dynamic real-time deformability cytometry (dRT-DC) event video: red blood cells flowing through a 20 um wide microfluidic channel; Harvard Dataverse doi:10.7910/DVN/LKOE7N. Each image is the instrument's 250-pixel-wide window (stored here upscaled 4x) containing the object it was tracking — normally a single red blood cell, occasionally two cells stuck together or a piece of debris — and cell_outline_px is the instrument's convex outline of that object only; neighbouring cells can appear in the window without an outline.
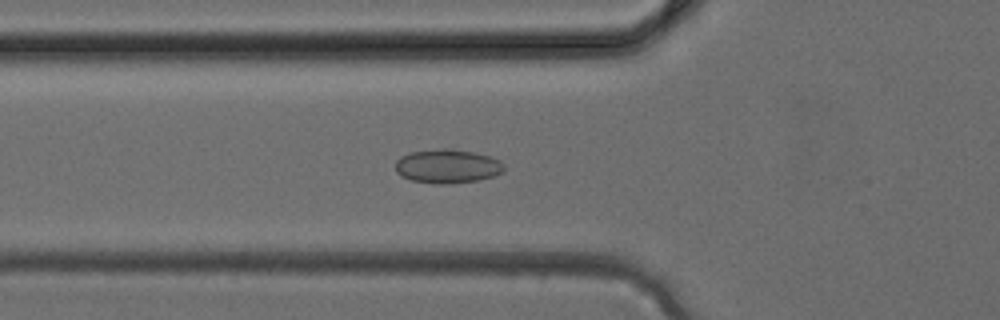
{"species": "common noctule bat (a hibernating species)", "species_latin": "Nyctalus noctula", "temperature_condition": "cold", "stored_images_in_passage": 37, "camera_frame_rate_fps": 3000, "um_per_image_px": 0.085, "animal": {"sex": "female", "body_mass_g": 24.6, "forearm_length_mm": 56.2}, "frame": {"image": 1, "passage_image": 12, "time_ms": 3.667, "image_size_px": [1000, 320], "cell_outline_px": [[504, 172], [480, 180], [448, 184], [436, 184], [412, 180], [400, 176], [396, 172], [396, 160], [400, 156], [408, 152], [444, 148], [452, 148], [476, 152], [500, 160], [504, 164]], "centroid_in_image_um": [38.03, 14.12], "position_along_channel_um": 87.8, "area_um2": 21.79}}
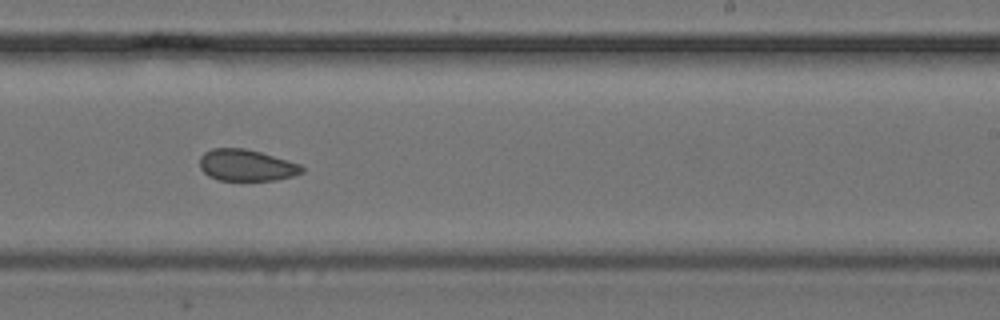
{"frame": {"image": 2, "passage_image": 22, "time_ms": 7.0, "image_size_px": [1000, 320], "cell_outline_px": [[304, 172], [292, 176], [276, 180], [220, 180], [208, 176], [200, 168], [200, 156], [204, 152], [212, 148], [244, 148], [260, 152], [288, 160], [300, 164], [304, 168]], "centroid_in_image_um": [20.94, 14.04], "position_along_channel_um": 268.1, "area_um2": 18.79}}
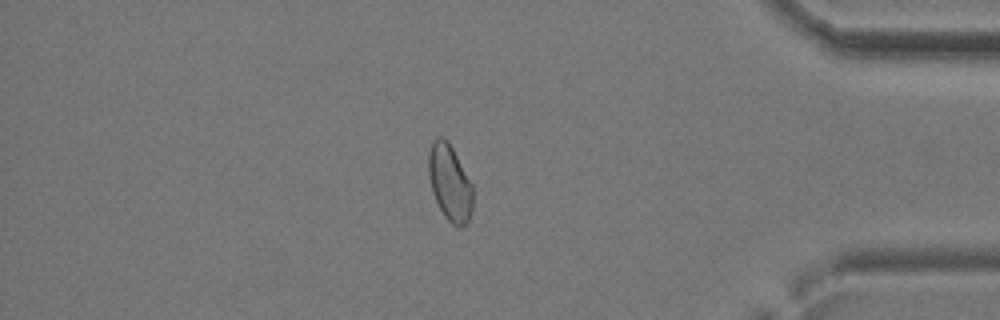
{"frame": {"image": 3, "passage_image": 31, "time_ms": 10.0, "image_size_px": [1000, 320], "cell_outline_px": [[472, 208], [468, 224], [460, 228], [456, 228], [444, 216], [432, 192], [428, 176], [428, 152], [432, 140], [436, 136], [440, 136], [448, 140], [472, 184]], "centroid_in_image_um": [38.22, 15.53], "position_along_channel_um": 397.0, "area_um2": 19.94}}